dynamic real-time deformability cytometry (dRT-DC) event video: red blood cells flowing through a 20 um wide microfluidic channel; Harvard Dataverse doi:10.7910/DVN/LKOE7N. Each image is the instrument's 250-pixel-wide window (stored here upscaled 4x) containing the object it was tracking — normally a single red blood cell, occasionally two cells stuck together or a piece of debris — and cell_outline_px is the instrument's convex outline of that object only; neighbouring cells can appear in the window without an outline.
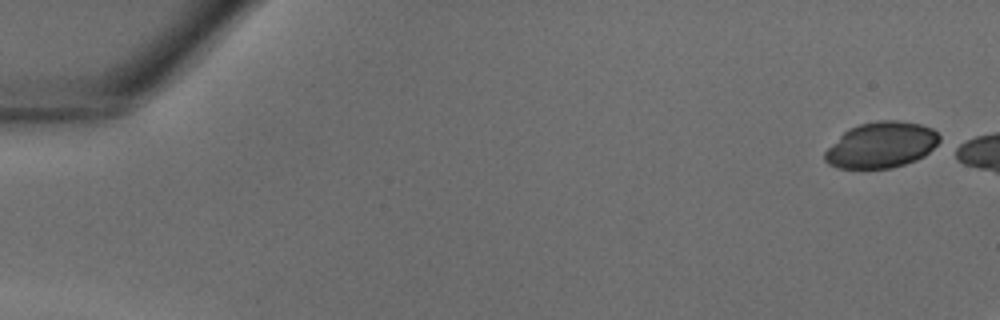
{"species": "common noctule bat (a hibernating species)", "species_latin": "Nyctalus noctula", "temperature_condition": "warm", "stored_images_in_passage": 5, "camera_frame_rate_fps": 3000, "um_per_image_px": 0.085, "animal": {"sex": "male", "body_mass_g": 18.8}, "frame": {"image": 1, "passage_image": 1, "time_ms": 0.0, "image_size_px": [1000, 320], "cell_outline_px": [[940, 144], [924, 156], [916, 160], [892, 168], [840, 168], [828, 164], [824, 160], [824, 152], [848, 128], [860, 124], [876, 120], [900, 120], [920, 124], [932, 128], [940, 136]], "centroid_in_image_um": [74.94, 12.31], "position_along_channel_um": 10.1, "area_um2": 30.81}}